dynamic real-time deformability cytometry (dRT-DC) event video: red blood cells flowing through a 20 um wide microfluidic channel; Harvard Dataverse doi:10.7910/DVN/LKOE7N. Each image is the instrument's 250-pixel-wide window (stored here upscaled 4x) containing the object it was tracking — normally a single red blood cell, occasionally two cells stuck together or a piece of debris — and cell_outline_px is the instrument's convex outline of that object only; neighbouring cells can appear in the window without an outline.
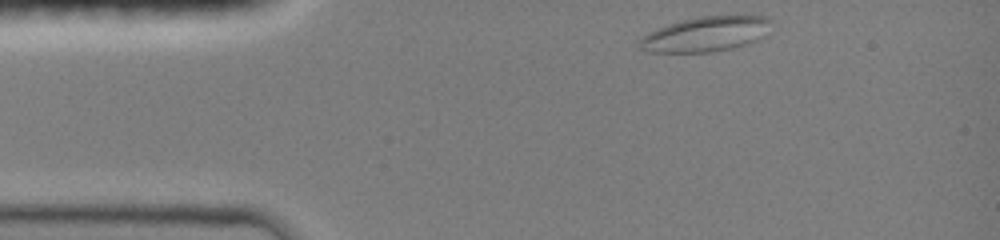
{"species": "common noctule bat (a hibernating species)", "species_latin": "Nyctalus noctula", "temperature_condition": "room temperature", "stored_images_in_passage": 37, "camera_frame_rate_fps": 3000, "um_per_image_px": 0.085, "animal": {"sex": "female", "body_mass_g": 19.0, "forearm_length_mm": 51.5}, "frame": {"image": 1, "passage_image": 1, "time_ms": 0.0, "image_size_px": [1000, 240], "cell_outline_px": [[772, 20], [768, 36], [760, 40], [732, 48], [708, 52], [648, 52], [636, 48], [636, 44], [648, 32], [668, 24], [680, 20], [700, 16], [736, 12], [744, 12], [768, 16]], "centroid_in_image_um": [60.11, 2.84], "position_along_channel_um": 24.9, "area_um2": 28.32}}
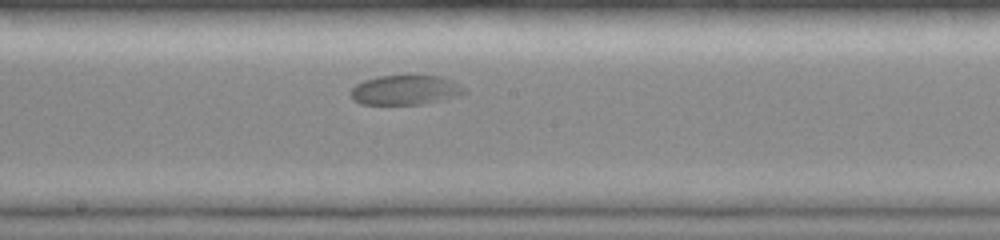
{"frame": {"image": 2, "passage_image": 20, "time_ms": 6.333, "image_size_px": [1000, 240], "cell_outline_px": [[468, 92], [440, 100], [424, 104], [360, 104], [352, 100], [352, 88], [356, 84], [364, 80], [380, 76], [408, 72], [412, 72], [440, 76], [452, 80], [468, 88]], "centroid_in_image_um": [34.5, 7.59], "position_along_channel_um": 213.7, "area_um2": 20.46}}
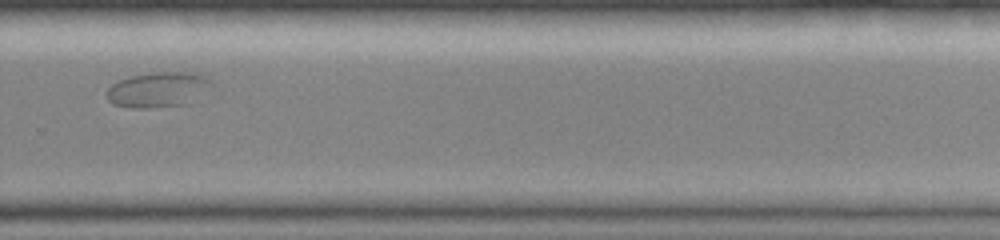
{"frame": {"image": 3, "passage_image": 28, "time_ms": 9.0, "image_size_px": [1000, 240], "cell_outline_px": [[212, 84], [188, 104], [152, 108], [132, 108], [112, 104], [108, 100], [104, 92], [112, 84], [120, 80], [132, 76], [156, 72], [188, 72], [204, 76]], "centroid_in_image_um": [13.35, 7.64], "position_along_channel_um": 316.4, "area_um2": 21.27}}